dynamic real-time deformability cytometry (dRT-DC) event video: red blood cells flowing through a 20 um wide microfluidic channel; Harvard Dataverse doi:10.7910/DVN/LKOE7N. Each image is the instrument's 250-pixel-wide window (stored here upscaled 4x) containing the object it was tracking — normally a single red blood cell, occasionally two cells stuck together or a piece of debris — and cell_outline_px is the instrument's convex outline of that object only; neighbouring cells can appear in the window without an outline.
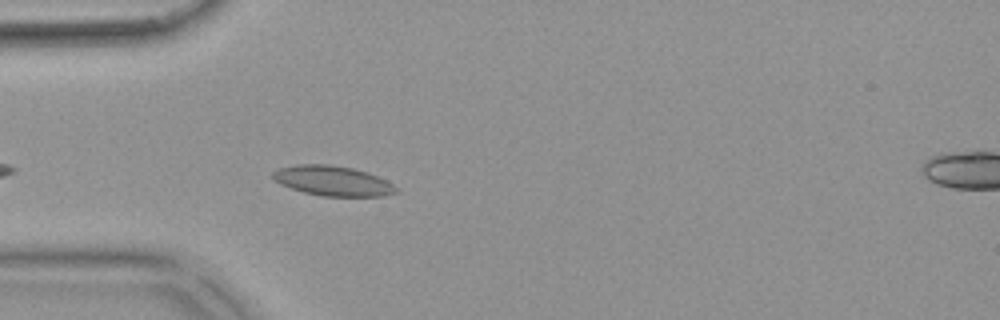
{"species": "common noctule bat (a hibernating species)", "species_latin": "Nyctalus noctula", "temperature_condition": "warm", "stored_images_in_passage": 20, "camera_frame_rate_fps": 3000, "um_per_image_px": 0.085, "animal": {"sex": "female", "body_mass_g": 18.4}, "frame": {"image": 1, "passage_image": 6, "time_ms": 1.667, "image_size_px": [1000, 320], "cell_outline_px": [[396, 192], [384, 196], [320, 196], [304, 192], [280, 184], [272, 180], [272, 172], [280, 168], [296, 164], [328, 164], [352, 168], [368, 172], [388, 180], [396, 188]], "centroid_in_image_um": [28.26, 15.36], "position_along_channel_um": 56.7, "area_um2": 21.56}}